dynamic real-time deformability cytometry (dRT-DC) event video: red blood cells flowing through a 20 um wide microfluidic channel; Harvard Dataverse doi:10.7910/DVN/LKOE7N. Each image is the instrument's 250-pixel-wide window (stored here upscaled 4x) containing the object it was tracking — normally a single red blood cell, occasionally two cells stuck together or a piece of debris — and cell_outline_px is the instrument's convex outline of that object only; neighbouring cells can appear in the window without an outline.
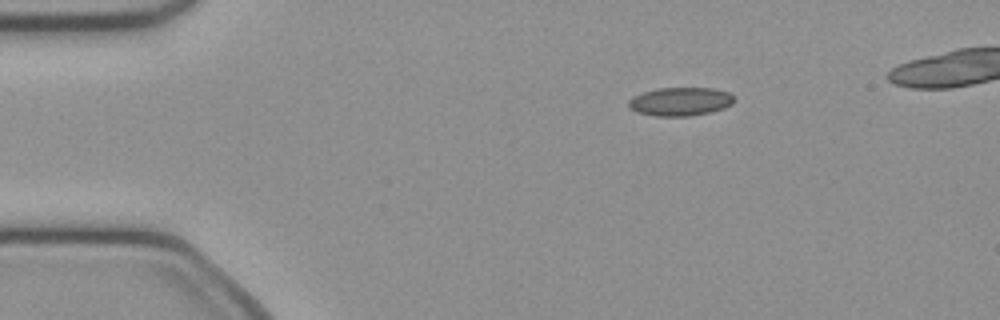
{"species": "common noctule bat (a hibernating species)", "species_latin": "Nyctalus noctula", "temperature_condition": "cold", "stored_images_in_passage": 8, "camera_frame_rate_fps": 3000, "um_per_image_px": 0.085, "animal": {"sex": "female", "body_mass_g": 21.9}, "frame": {"image": 1, "passage_image": 1, "time_ms": 0.0, "image_size_px": [1000, 320], "cell_outline_px": [[736, 100], [732, 104], [724, 108], [712, 112], [688, 116], [656, 116], [636, 112], [628, 108], [628, 100], [644, 92], [660, 88], [716, 88], [728, 92]], "centroid_in_image_um": [57.85, 8.64], "position_along_channel_um": 27.2, "area_um2": 17.57}}